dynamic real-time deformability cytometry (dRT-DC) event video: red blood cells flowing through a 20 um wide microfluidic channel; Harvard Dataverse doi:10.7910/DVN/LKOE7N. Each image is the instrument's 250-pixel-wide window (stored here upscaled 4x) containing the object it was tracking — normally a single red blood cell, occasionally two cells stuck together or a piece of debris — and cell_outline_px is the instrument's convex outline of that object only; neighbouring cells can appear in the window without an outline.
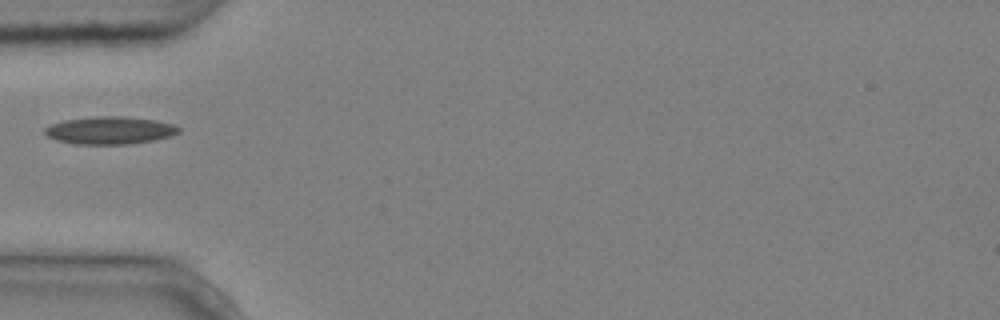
{"species": "common noctule bat (a hibernating species)", "species_latin": "Nyctalus noctula", "temperature_condition": "cold", "stored_images_in_passage": 1, "camera_frame_rate_fps": 3000, "um_per_image_px": 0.085, "animal": {"sex": "male", "body_mass_g": 20.4}, "frame": {"image": 1, "passage_image": 1, "time_ms": 0.0, "image_size_px": [1000, 320], "cell_outline_px": [[180, 132], [172, 136], [152, 140], [128, 144], [72, 144], [56, 140], [48, 136], [44, 132], [44, 128], [52, 124], [64, 120], [96, 116], [120, 116], [156, 120], [172, 124], [180, 128]], "centroid_in_image_um": [9.33, 11.08], "position_along_channel_um": 75.7, "area_um2": 21.5}}